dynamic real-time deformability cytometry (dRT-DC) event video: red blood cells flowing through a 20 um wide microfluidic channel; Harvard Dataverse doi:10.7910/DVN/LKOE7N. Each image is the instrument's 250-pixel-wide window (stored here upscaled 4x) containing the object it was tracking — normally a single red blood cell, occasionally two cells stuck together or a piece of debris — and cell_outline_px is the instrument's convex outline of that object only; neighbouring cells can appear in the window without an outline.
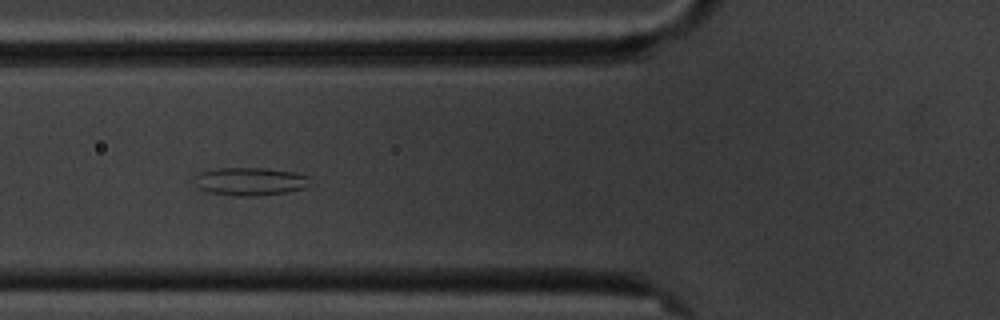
{"species": "common noctule bat (a hibernating species)", "species_latin": "Nyctalus noctula", "temperature_condition": "cold", "stored_images_in_passage": 7, "camera_frame_rate_fps": 3000, "um_per_image_px": 0.085, "animal": {"sex": "male", "body_mass_g": 20.1, "forearm_length_mm": 53.5}, "frame": {"image": 1, "passage_image": 6, "time_ms": 5.667, "image_size_px": [1000, 320], "cell_outline_px": [[312, 184], [304, 188], [288, 192], [256, 196], [236, 196], [208, 192], [200, 188], [196, 184], [196, 176], [200, 172], [216, 168], [264, 168], [296, 172], [308, 176]], "centroid_in_image_um": [21.31, 15.42], "position_along_channel_um": 104.5, "area_um2": 18.96}}